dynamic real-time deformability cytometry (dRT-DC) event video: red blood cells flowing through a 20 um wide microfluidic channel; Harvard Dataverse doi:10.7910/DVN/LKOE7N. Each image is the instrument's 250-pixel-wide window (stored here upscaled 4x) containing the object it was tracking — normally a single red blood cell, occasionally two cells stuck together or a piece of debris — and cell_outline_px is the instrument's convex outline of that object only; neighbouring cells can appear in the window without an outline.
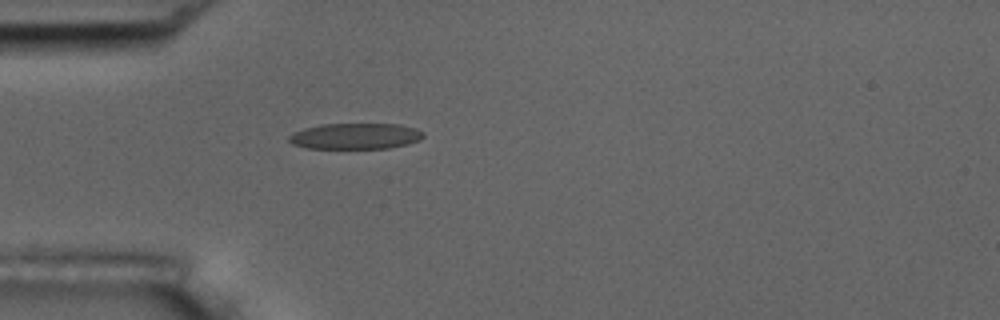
{"species": "common noctule bat (a hibernating species)", "species_latin": "Nyctalus noctula", "temperature_condition": "room temperature", "stored_images_in_passage": 4, "camera_frame_rate_fps": 3000, "um_per_image_px": 0.085, "animal": {"sex": "male", "body_mass_g": 17.5, "forearm_length_mm": 52.3}, "frame": {"image": 1, "passage_image": 4, "time_ms": 4.0, "image_size_px": [1000, 320], "cell_outline_px": [[424, 136], [420, 140], [408, 144], [388, 148], [308, 148], [292, 144], [288, 140], [288, 136], [292, 132], [304, 128], [320, 124], [400, 124], [416, 128], [424, 132]], "centroid_in_image_um": [30.21, 11.56], "position_along_channel_um": 54.8, "area_um2": 20.46}}